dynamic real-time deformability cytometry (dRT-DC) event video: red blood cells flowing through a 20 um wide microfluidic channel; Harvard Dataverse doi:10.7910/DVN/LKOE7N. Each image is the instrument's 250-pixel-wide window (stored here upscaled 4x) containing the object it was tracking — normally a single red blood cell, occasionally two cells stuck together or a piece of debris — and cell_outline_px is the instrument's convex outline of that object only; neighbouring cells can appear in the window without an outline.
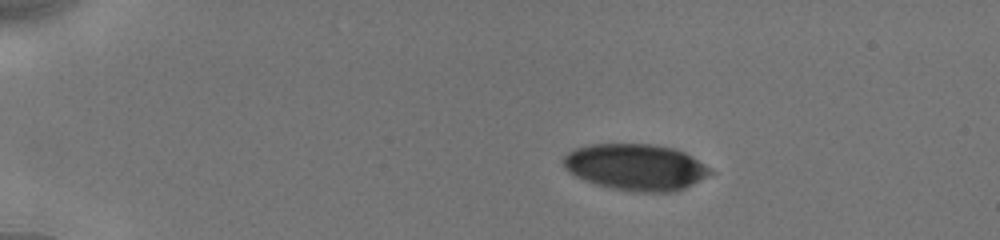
{"species": "human", "species_latin": "Homo sapiens", "temperature_condition": "cold", "stored_images_in_passage": 65, "camera_frame_rate_fps": 3000, "um_per_image_px": 0.085, "donor": {"sex": "male"}, "frame": {"image": 1, "passage_image": 1, "time_ms": 0.0, "image_size_px": [1000, 240], "cell_outline_px": [[716, 172], [684, 188], [672, 192], [632, 192], [612, 188], [596, 184], [584, 180], [568, 172], [564, 168], [560, 160], [568, 152], [576, 148], [588, 144], [652, 144], [676, 148], [692, 156]], "centroid_in_image_um": [54.02, 14.2], "position_along_channel_um": 31.0, "area_um2": 40.06}}
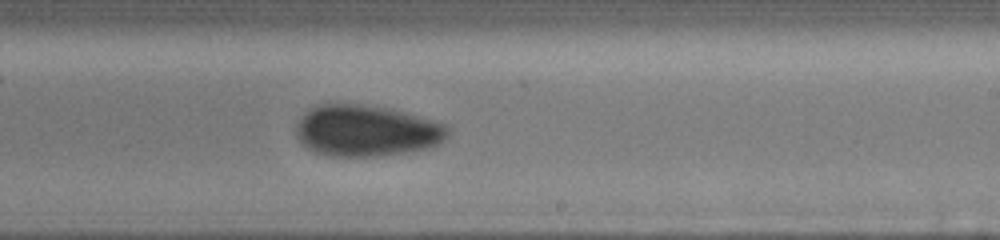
{"frame": {"image": 2, "passage_image": 34, "time_ms": 8.0, "image_size_px": [1000, 240], "cell_outline_px": [[452, 128], [448, 136], [440, 144], [424, 148], [376, 156], [332, 156], [316, 152], [308, 148], [296, 136], [296, 124], [304, 112], [308, 108], [316, 104], [360, 104], [388, 108], [404, 112], [432, 120], [444, 124]], "centroid_in_image_um": [31.12, 11.09], "position_along_channel_um": 257.9, "area_um2": 45.2}}
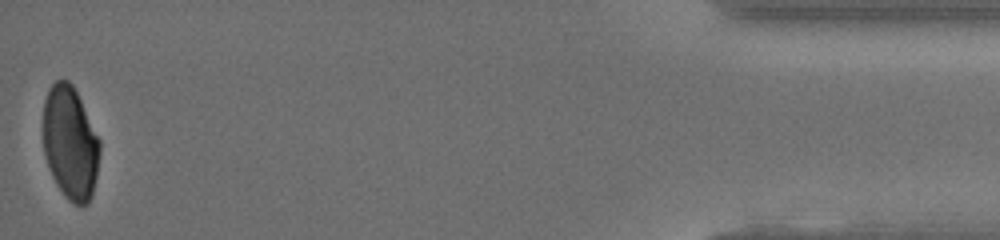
{"frame": {"image": 3, "passage_image": 64, "time_ms": 14.333, "image_size_px": [1000, 240], "cell_outline_px": [[100, 152], [96, 176], [92, 196], [88, 204], [72, 204], [64, 196], [56, 184], [52, 176], [44, 152], [44, 100], [48, 88], [56, 80], [68, 80], [72, 84], [100, 140]], "centroid_in_image_um": [5.97, 12.16], "position_along_channel_um": 429.2, "area_um2": 37.17}, "authors_computed_cell_mechanics": {"area_um2": 43.0032, "velocity_mm_per_s": 3.9057, "shape_relaxation_time_tau1_ms": 6.6355, "shape_relaxation_time_tau2_ms": 3.3416, "deformation_change_tau1": 0.1172, "deformation_change_tau2": 0.0637}}